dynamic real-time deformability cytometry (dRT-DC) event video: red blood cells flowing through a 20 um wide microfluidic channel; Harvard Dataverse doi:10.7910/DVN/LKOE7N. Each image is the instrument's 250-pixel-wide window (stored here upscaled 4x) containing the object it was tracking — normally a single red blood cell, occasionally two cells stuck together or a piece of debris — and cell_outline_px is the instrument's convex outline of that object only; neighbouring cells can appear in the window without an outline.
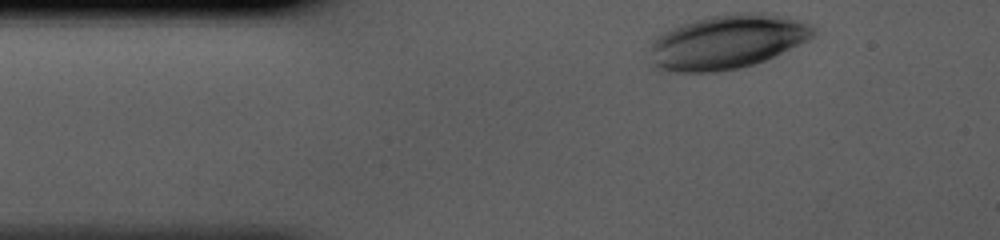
{"species": "human", "species_latin": "Homo sapiens", "temperature_condition": "cold", "stored_images_in_passage": 32, "camera_frame_rate_fps": 3000, "um_per_image_px": 0.085, "donor": {"sex": "male"}, "frame": {"image": 1, "passage_image": 1, "time_ms": 0.0, "image_size_px": [1000, 240], "cell_outline_px": [[816, 32], [808, 40], [764, 60], [740, 68], [716, 72], [668, 72], [652, 68], [652, 44], [656, 36], [672, 28], [692, 20], [712, 16], [736, 12], [760, 12], [796, 20], [808, 24], [816, 28]], "centroid_in_image_um": [61.76, 3.57], "position_along_channel_um": 23.2, "area_um2": 51.27}}
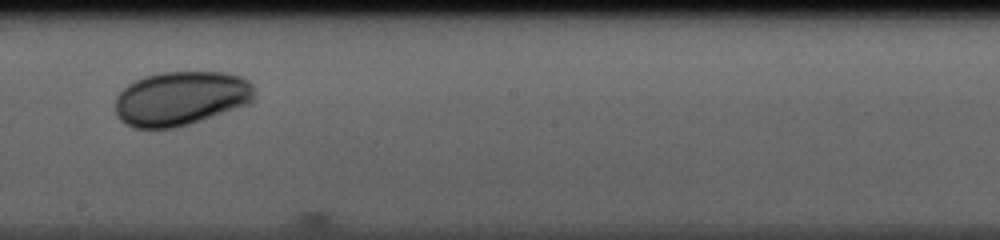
{"frame": {"image": 2, "passage_image": 19, "time_ms": 6.0, "image_size_px": [1000, 240], "cell_outline_px": [[256, 96], [248, 104], [176, 128], [136, 128], [120, 120], [116, 116], [116, 96], [128, 84], [144, 76], [164, 72], [224, 72], [240, 76], [248, 80], [256, 88]], "centroid_in_image_um": [15.39, 8.35], "position_along_channel_um": 232.8, "area_um2": 43.99}}
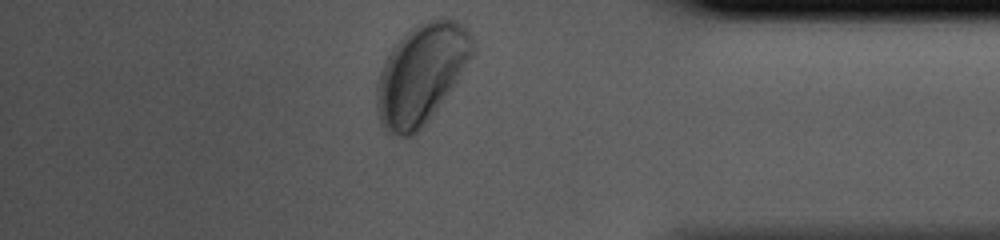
{"frame": {"image": 3, "passage_image": 32, "time_ms": 10.333, "image_size_px": [1000, 240], "cell_outline_px": [[476, 48], [472, 56], [428, 120], [412, 136], [388, 136], [380, 124], [376, 112], [376, 88], [384, 64], [392, 48], [416, 24], [440, 16], [444, 16], [456, 20], [464, 24], [468, 28], [472, 36]], "centroid_in_image_um": [35.8, 6.27], "position_along_channel_um": 399.4, "area_um2": 55.26}}